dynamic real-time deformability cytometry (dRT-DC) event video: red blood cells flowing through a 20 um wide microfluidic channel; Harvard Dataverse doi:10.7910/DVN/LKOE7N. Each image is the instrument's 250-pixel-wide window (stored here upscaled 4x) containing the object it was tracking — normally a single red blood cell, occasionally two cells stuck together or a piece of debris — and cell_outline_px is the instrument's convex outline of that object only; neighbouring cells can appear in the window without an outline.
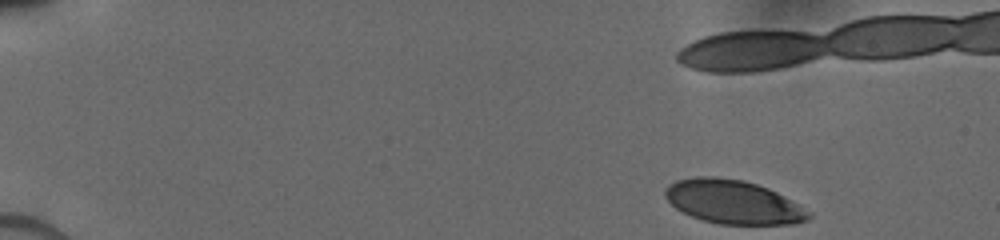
{"species": "human", "species_latin": "Homo sapiens", "temperature_condition": "cold", "stored_images_in_passage": 16, "camera_frame_rate_fps": 3000, "um_per_image_px": 0.085, "donor": {"sex": "male"}, "frame": {"image": 1, "passage_image": 1, "time_ms": 0.0, "image_size_px": [1000, 240], "cell_outline_px": [[812, 216], [808, 220], [792, 224], [720, 224], [704, 220], [692, 216], [676, 208], [664, 196], [664, 188], [668, 184], [676, 180], [696, 176], [716, 176], [744, 180], [768, 188], [792, 200], [812, 212]], "centroid_in_image_um": [62.32, 17.15], "position_along_channel_um": 22.7, "area_um2": 36.7}}